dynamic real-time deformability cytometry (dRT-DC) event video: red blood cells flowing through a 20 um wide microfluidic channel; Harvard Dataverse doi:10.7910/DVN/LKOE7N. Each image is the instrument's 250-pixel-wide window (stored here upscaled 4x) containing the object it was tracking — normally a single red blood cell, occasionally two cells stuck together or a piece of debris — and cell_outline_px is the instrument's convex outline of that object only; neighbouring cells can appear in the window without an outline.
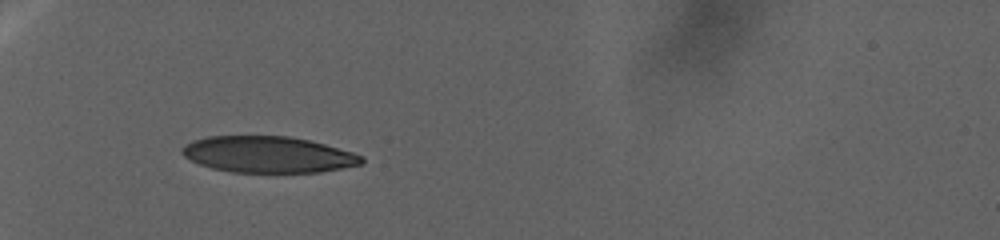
{"species": "human", "species_latin": "Homo sapiens", "temperature_condition": "warm", "stored_images_in_passage": 2, "camera_frame_rate_fps": 3000, "um_per_image_px": 0.085, "donor": {"sex": "female"}, "frame": {"image": 1, "passage_image": 1, "time_ms": 0.0, "image_size_px": [1000, 240], "cell_outline_px": [[364, 164], [320, 172], [232, 172], [212, 168], [200, 164], [184, 156], [180, 152], [180, 148], [184, 144], [192, 140], [208, 136], [288, 136], [308, 140], [324, 144], [352, 152], [364, 156]], "centroid_in_image_um": [22.77, 13.13], "position_along_channel_um": 62.2, "area_um2": 38.03}}